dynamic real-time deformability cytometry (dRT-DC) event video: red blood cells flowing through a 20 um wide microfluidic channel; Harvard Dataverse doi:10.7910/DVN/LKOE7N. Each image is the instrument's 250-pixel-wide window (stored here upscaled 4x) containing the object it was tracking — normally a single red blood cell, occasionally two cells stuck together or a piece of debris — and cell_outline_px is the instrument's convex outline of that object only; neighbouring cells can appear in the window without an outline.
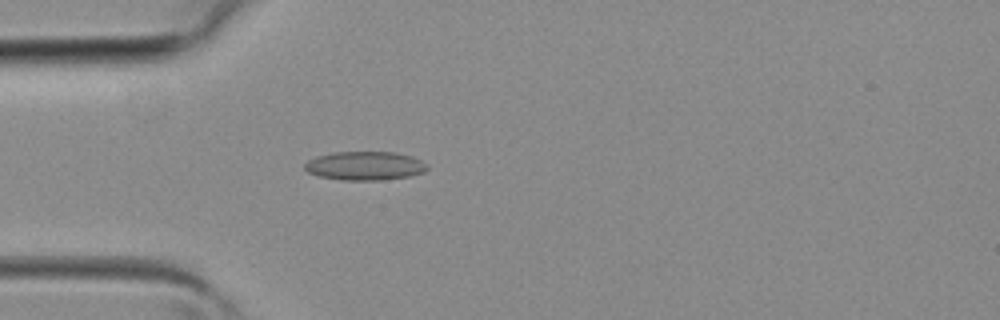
{"species": "common noctule bat (a hibernating species)", "species_latin": "Nyctalus noctula", "temperature_condition": "room temperature", "stored_images_in_passage": 37, "camera_frame_rate_fps": 3000, "um_per_image_px": 0.085, "animal": {"sex": "female", "body_mass_g": 19.3, "forearm_length_mm": 54.1}, "frame": {"image": 1, "passage_image": 9, "time_ms": 2.667, "image_size_px": [1000, 320], "cell_outline_px": [[428, 168], [424, 172], [408, 176], [380, 180], [340, 180], [320, 176], [308, 172], [304, 168], [304, 164], [308, 160], [316, 156], [332, 152], [396, 152], [412, 156], [428, 164]], "centroid_in_image_um": [31.01, 14.09], "position_along_channel_um": 54.0, "area_um2": 20.58}}
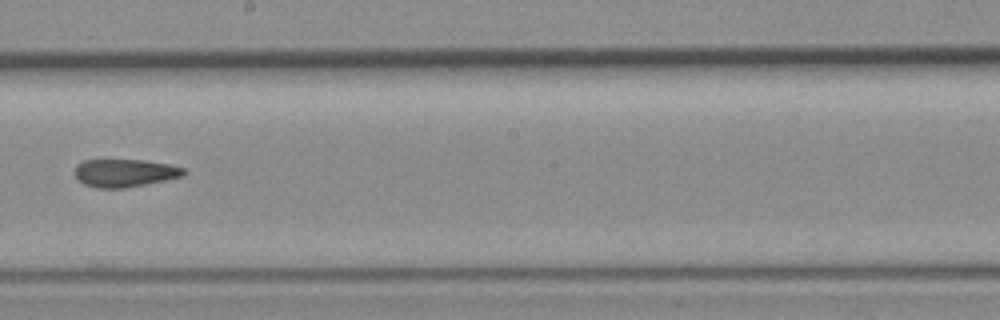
{"frame": {"image": 2, "passage_image": 20, "time_ms": 6.333, "image_size_px": [1000, 320], "cell_outline_px": [[188, 172], [184, 176], [124, 188], [96, 188], [84, 184], [72, 172], [76, 164], [84, 160], [144, 160], [168, 164], [184, 168]], "centroid_in_image_um": [10.58, 14.69], "position_along_channel_um": 237.6, "area_um2": 17.74}}
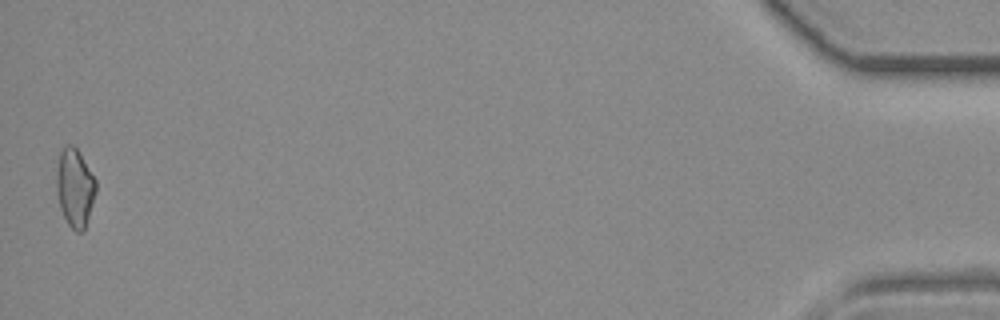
{"frame": {"image": 3, "passage_image": 37, "time_ms": 12.0, "image_size_px": [1000, 320], "cell_outline_px": [[96, 192], [84, 232], [76, 232], [68, 224], [60, 208], [56, 192], [56, 172], [60, 152], [68, 144], [72, 144], [76, 148], [96, 180]], "centroid_in_image_um": [6.36, 15.98], "position_along_channel_um": 428.8, "area_um2": 17.92}}